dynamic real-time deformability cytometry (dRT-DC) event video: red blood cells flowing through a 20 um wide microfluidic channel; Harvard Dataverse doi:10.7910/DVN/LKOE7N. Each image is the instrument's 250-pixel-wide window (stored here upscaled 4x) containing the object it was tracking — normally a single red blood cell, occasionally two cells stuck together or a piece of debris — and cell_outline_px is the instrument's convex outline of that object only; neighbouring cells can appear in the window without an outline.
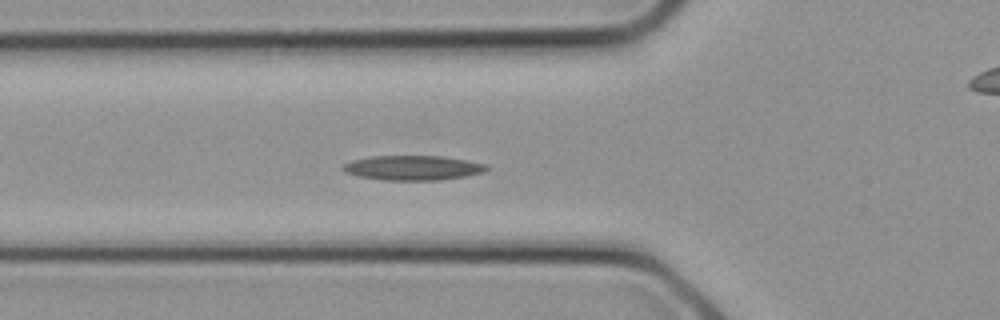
{"species": "common noctule bat (a hibernating species)", "species_latin": "Nyctalus noctula", "temperature_condition": "cold", "stored_images_in_passage": 9, "camera_frame_rate_fps": 3000, "um_per_image_px": 0.085, "animal": {"sex": "female", "body_mass_g": 21.9}, "frame": {"image": 1, "passage_image": 4, "time_ms": 1.0, "image_size_px": [1000, 320], "cell_outline_px": [[488, 168], [484, 172], [464, 176], [440, 180], [384, 180], [360, 176], [344, 172], [340, 168], [344, 164], [352, 160], [368, 156], [444, 156], [468, 160], [488, 164]], "centroid_in_image_um": [35.09, 14.25], "position_along_channel_um": 90.7, "area_um2": 20.75}}
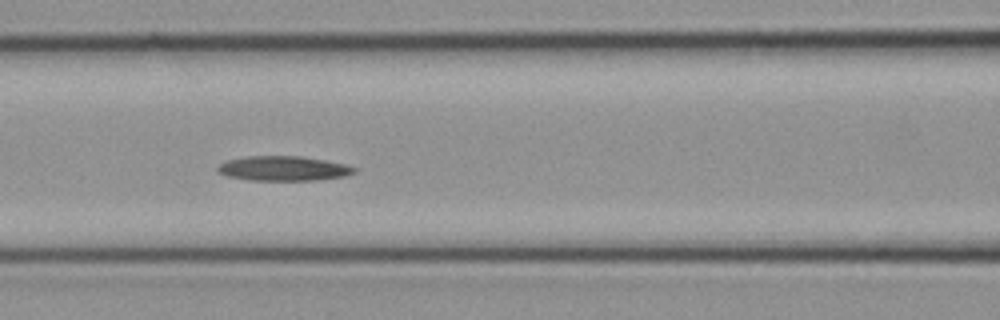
{"frame": {"image": 2, "passage_image": 6, "time_ms": 1.667, "image_size_px": [1000, 320], "cell_outline_px": [[356, 172], [344, 176], [316, 180], [252, 180], [228, 176], [216, 172], [216, 168], [220, 164], [228, 160], [248, 156], [300, 156], [324, 160], [344, 164], [356, 168]], "centroid_in_image_um": [24.07, 14.32], "position_along_channel_um": 142.5, "area_um2": 19.48}}
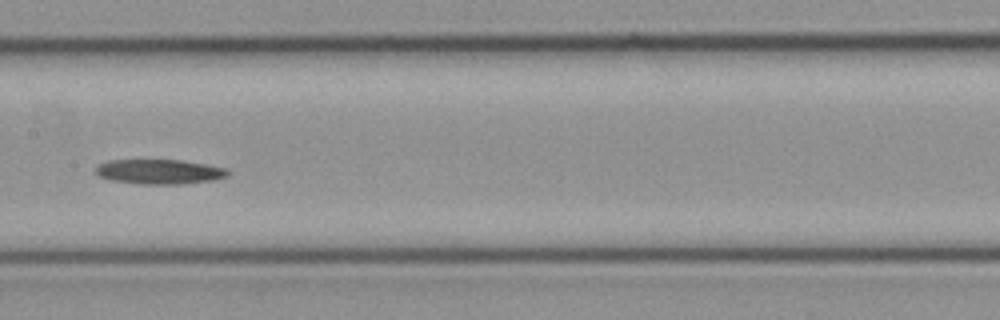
{"frame": {"image": 3, "passage_image": 8, "time_ms": 2.333, "image_size_px": [1000, 320], "cell_outline_px": [[228, 176], [212, 180], [180, 184], [140, 184], [112, 180], [100, 176], [96, 172], [96, 168], [100, 164], [108, 160], [180, 160], [208, 164], [228, 168]], "centroid_in_image_um": [13.59, 14.59], "position_along_channel_um": 193.8, "area_um2": 18.96}}